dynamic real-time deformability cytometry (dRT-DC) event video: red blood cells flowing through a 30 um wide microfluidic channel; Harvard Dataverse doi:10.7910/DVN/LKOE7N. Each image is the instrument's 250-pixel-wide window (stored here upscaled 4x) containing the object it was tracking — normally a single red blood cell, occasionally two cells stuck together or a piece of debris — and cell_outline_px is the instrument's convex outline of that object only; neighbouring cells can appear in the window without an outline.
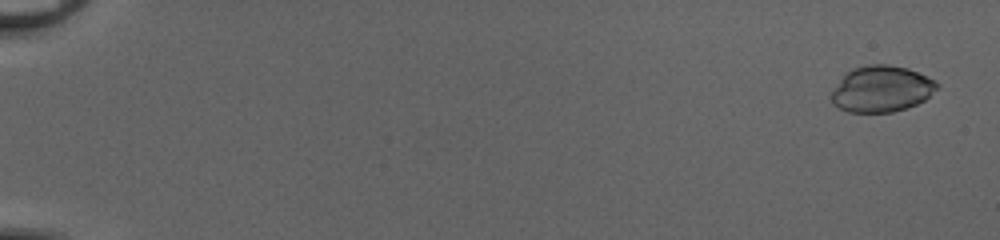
{"species": "common noctule bat (a hibernating species)", "species_latin": "Nyctalus noctula", "temperature_condition": "cold", "stored_images_in_passage": 53, "camera_frame_rate_fps": 3000, "um_per_image_px": 0.085, "animal": {"sex": "female", "body_mass_g": 20.0, "forearm_length_mm": 54.0}, "frame": {"image": 1, "passage_image": 3, "time_ms": 0.667, "image_size_px": [1000, 240], "cell_outline_px": [[940, 84], [924, 100], [908, 108], [892, 112], [848, 112], [832, 104], [832, 92], [840, 80], [852, 68], [868, 64], [888, 64], [908, 68], [936, 80]], "centroid_in_image_um": [74.94, 7.55], "position_along_channel_um": 10.1, "area_um2": 28.32}}
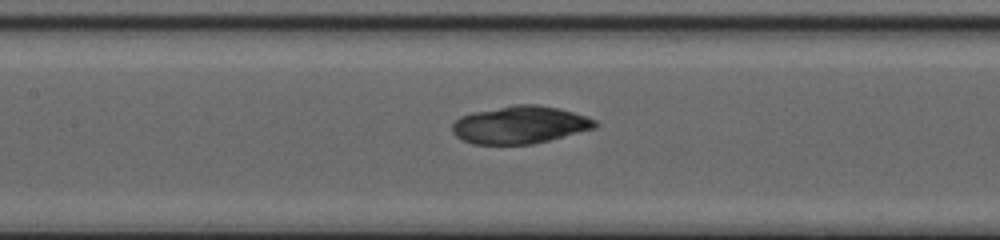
{"frame": {"image": 2, "passage_image": 28, "time_ms": 9.0, "image_size_px": [1000, 240], "cell_outline_px": [[600, 124], [596, 128], [532, 144], [472, 144], [456, 136], [452, 132], [452, 124], [460, 116], [472, 112], [512, 104], [536, 104], [560, 108], [588, 116], [596, 120]], "centroid_in_image_um": [44.21, 10.59], "position_along_channel_um": 163.2, "area_um2": 31.56}}
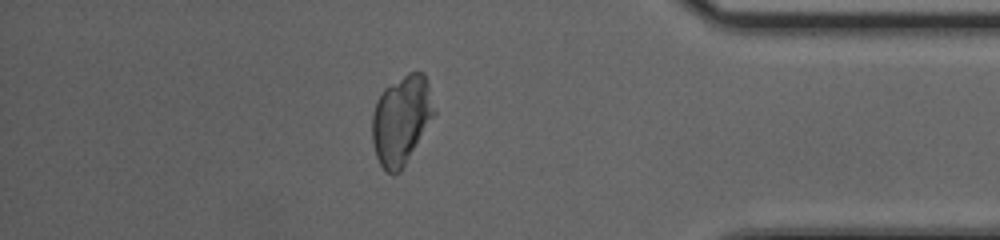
{"frame": {"image": 3, "passage_image": 47, "time_ms": 15.333, "image_size_px": [1000, 240], "cell_outline_px": [[436, 112], [400, 172], [392, 176], [380, 164], [376, 156], [372, 140], [372, 116], [376, 100], [384, 88], [408, 72], [424, 72], [428, 80]], "centroid_in_image_um": [34.11, 10.17], "position_along_channel_um": 401.1, "area_um2": 32.14}}